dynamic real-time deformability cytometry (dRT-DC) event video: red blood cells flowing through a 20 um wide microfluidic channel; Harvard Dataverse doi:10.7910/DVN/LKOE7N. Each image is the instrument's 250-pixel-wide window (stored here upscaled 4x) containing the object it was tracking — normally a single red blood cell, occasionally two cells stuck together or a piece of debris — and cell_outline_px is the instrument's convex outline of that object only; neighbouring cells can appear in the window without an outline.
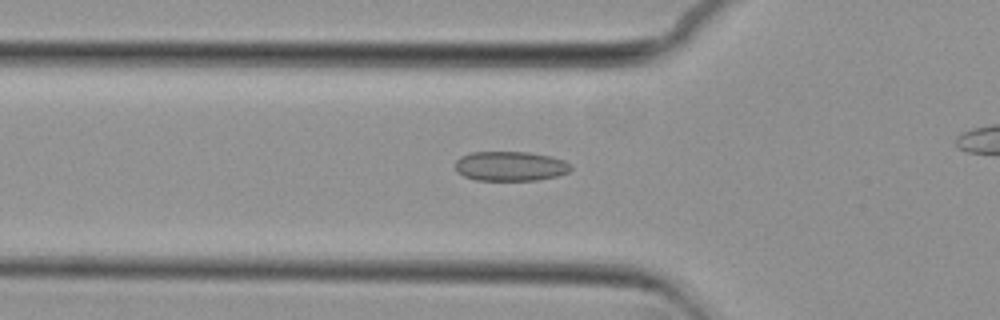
{"species": "common noctule bat (a hibernating species)", "species_latin": "Nyctalus noctula", "temperature_condition": "cold", "stored_images_in_passage": 46, "camera_frame_rate_fps": 3000, "um_per_image_px": 0.085, "animal": {"sex": "female", "body_mass_g": 29.2, "forearm_length_mm": 56.3}, "frame": {"image": 1, "passage_image": 18, "time_ms": 5.667, "image_size_px": [1000, 320], "cell_outline_px": [[572, 168], [568, 172], [556, 176], [536, 180], [476, 180], [464, 176], [456, 172], [456, 160], [460, 156], [472, 152], [528, 152], [548, 156], [564, 160]], "centroid_in_image_um": [43.34, 14.12], "position_along_channel_um": 82.5, "area_um2": 19.83}}
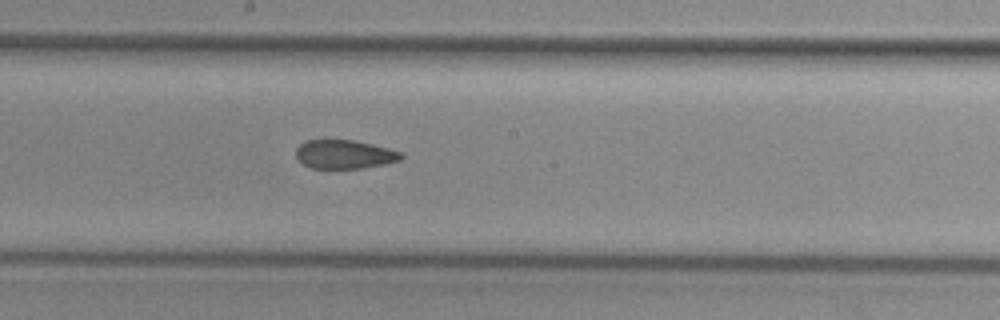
{"frame": {"image": 2, "passage_image": 29, "time_ms": 9.333, "image_size_px": [1000, 320], "cell_outline_px": [[404, 156], [400, 160], [384, 164], [360, 168], [312, 168], [304, 164], [296, 156], [296, 148], [304, 140], [324, 136], [352, 140], [372, 144], [388, 148], [400, 152]], "centroid_in_image_um": [29.21, 13.06], "position_along_channel_um": 219.0, "area_um2": 18.15}}
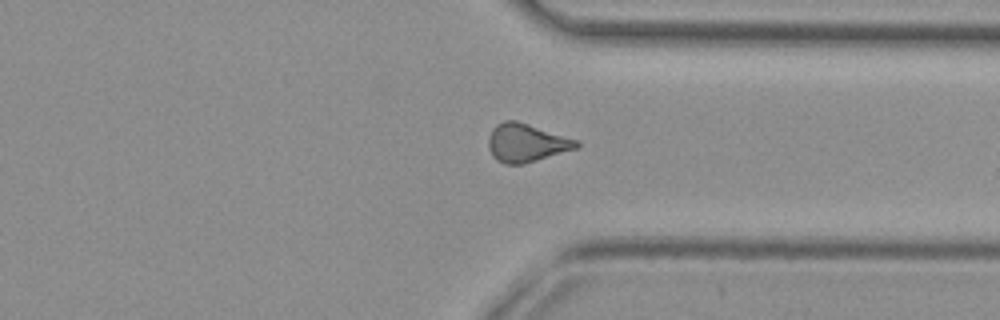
{"frame": {"image": 3, "passage_image": 41, "time_ms": 13.333, "image_size_px": [1000, 320], "cell_outline_px": [[580, 148], [524, 164], [504, 164], [496, 160], [492, 156], [488, 148], [488, 136], [492, 128], [496, 124], [504, 120], [516, 120], [580, 140]], "centroid_in_image_um": [44.76, 12.14], "position_along_channel_um": 366.6, "area_um2": 20.11}}